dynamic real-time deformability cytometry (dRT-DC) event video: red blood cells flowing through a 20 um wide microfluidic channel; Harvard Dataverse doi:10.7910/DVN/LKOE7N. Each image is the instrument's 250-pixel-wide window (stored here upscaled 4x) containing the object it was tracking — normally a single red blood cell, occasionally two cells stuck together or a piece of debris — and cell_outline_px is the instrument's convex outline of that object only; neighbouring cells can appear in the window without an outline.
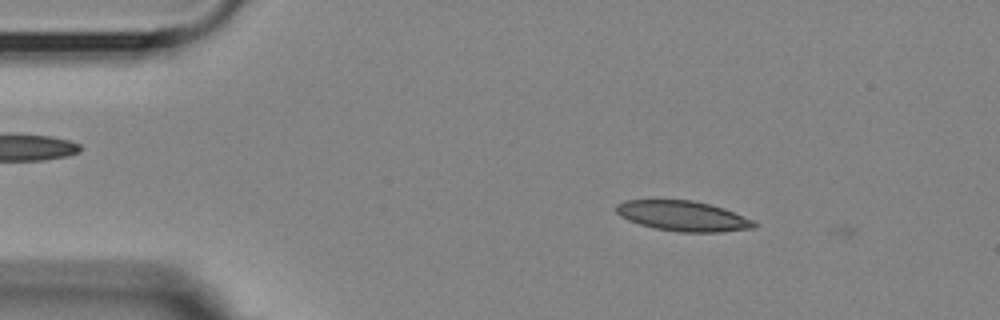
{"species": "Egyptian fruit bat (a non-hibernating species)", "species_latin": "Rousettus aegyptiacus", "temperature_condition": "room temperature", "stored_images_in_passage": 7, "camera_frame_rate_fps": 3000, "um_per_image_px": 0.085, "animal": {"sex": "female"}, "frame": {"image": 1, "passage_image": 4, "time_ms": 1.0, "image_size_px": [1000, 320], "cell_outline_px": [[756, 228], [720, 232], [680, 232], [656, 228], [640, 224], [628, 220], [620, 216], [616, 212], [616, 204], [624, 200], [692, 200], [724, 208], [752, 220], [756, 224]], "centroid_in_image_um": [58.03, 18.36], "position_along_channel_um": 27.0, "area_um2": 24.1}}